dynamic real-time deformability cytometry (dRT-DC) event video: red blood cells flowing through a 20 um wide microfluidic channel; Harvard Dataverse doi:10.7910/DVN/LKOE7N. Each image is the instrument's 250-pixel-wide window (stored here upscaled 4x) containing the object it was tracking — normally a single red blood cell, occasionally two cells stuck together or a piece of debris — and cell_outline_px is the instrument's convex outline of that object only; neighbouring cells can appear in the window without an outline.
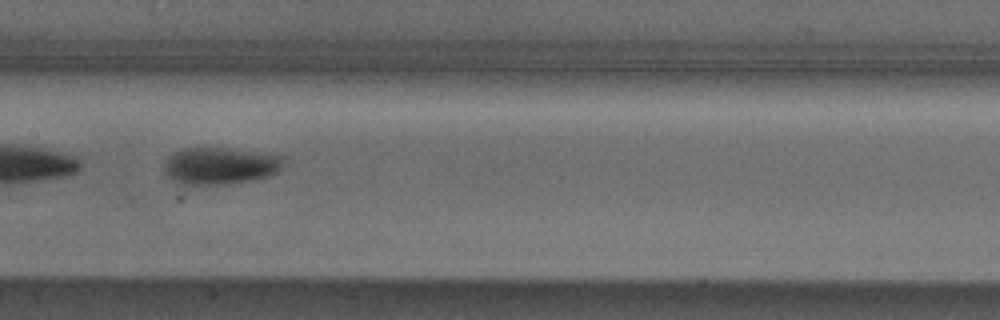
{"species": "Egyptian fruit bat (a non-hibernating species)", "species_latin": "Rousettus aegyptiacus", "temperature_condition": "cold", "stored_images_in_passage": 7, "camera_frame_rate_fps": 3000, "um_per_image_px": 0.085, "animal": {"sex": "male"}, "frame": {"image": 1, "passage_image": 5, "time_ms": 4.667, "image_size_px": [1000, 320], "cell_outline_px": [[284, 156], [280, 168], [276, 172], [268, 176], [228, 184], [176, 184], [164, 172], [164, 164], [168, 156], [180, 148], [224, 148]], "centroid_in_image_um": [18.63, 14.09], "position_along_channel_um": 188.8, "area_um2": 25.49}}
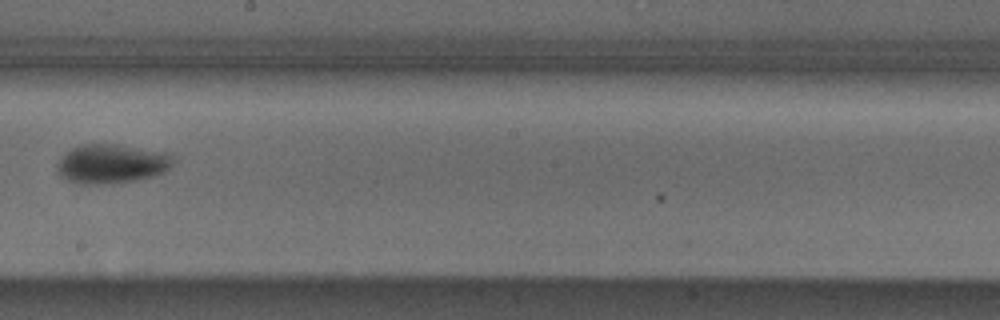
{"frame": {"image": 2, "passage_image": 6, "time_ms": 6.0, "image_size_px": [1000, 320], "cell_outline_px": [[172, 164], [164, 172], [152, 176], [136, 180], [100, 184], [80, 184], [68, 180], [60, 172], [56, 164], [72, 148], [80, 144], [120, 144], [172, 152]], "centroid_in_image_um": [9.55, 13.89], "position_along_channel_um": 238.6, "area_um2": 26.41}}
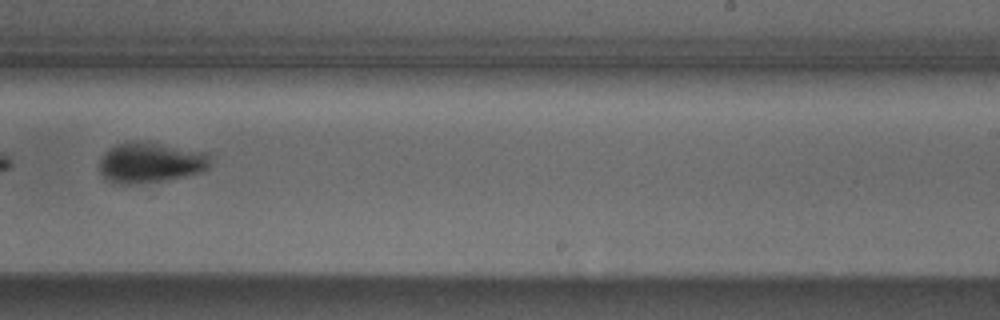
{"frame": {"image": 3, "passage_image": 7, "time_ms": 7.0, "image_size_px": [1000, 320], "cell_outline_px": [[208, 168], [200, 172], [184, 176], [164, 180], [128, 184], [120, 184], [108, 180], [100, 172], [100, 156], [104, 152], [116, 144], [128, 140], [136, 140], [208, 152]], "centroid_in_image_um": [12.74, 13.79], "position_along_channel_um": 276.3, "area_um2": 25.95}}